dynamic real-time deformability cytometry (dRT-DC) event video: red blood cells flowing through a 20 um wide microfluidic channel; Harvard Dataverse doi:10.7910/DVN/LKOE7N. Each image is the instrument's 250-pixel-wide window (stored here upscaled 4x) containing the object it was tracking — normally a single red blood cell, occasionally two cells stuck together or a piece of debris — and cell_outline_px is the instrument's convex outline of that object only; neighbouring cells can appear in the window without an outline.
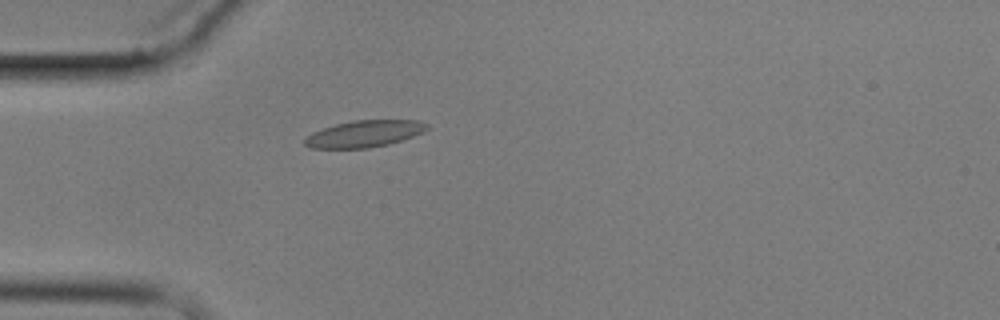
{"species": "common noctule bat (a hibernating species)", "species_latin": "Nyctalus noctula", "temperature_condition": "cold", "stored_images_in_passage": 1, "camera_frame_rate_fps": 3000, "um_per_image_px": 0.085, "animal": {"sex": "male", "body_mass_g": 17.9}, "frame": {"image": 1, "passage_image": 1, "time_ms": 0.0, "image_size_px": [1000, 320], "cell_outline_px": [[428, 128], [424, 132], [404, 140], [388, 144], [368, 148], [308, 148], [304, 144], [304, 140], [312, 132], [336, 124], [352, 120], [420, 120], [428, 124]], "centroid_in_image_um": [31.0, 11.37], "position_along_channel_um": 54.0, "area_um2": 19.13}}